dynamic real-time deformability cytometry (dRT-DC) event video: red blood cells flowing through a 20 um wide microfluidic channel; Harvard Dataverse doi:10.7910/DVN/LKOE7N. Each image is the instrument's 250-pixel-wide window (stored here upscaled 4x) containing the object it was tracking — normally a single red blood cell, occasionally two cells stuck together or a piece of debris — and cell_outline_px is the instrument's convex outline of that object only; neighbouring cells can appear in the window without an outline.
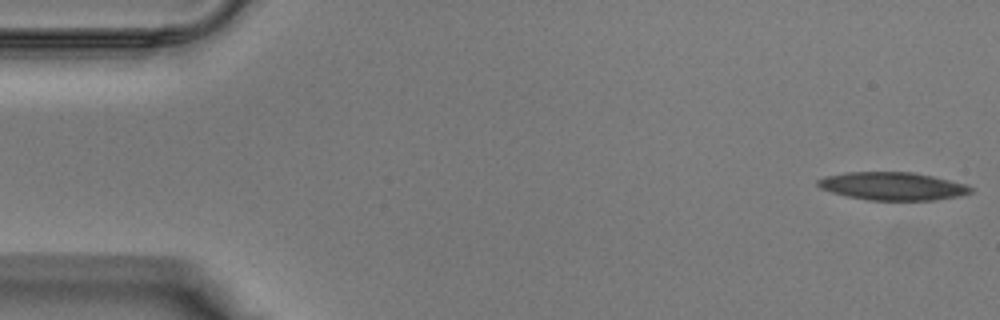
{"species": "Egyptian fruit bat (a non-hibernating species)", "species_latin": "Rousettus aegyptiacus", "temperature_condition": "warm", "stored_images_in_passage": 39, "camera_frame_rate_fps": 3000, "um_per_image_px": 0.085, "animal": {"sex": "male"}, "frame": {"image": 1, "passage_image": 1, "time_ms": 0.0, "image_size_px": [1000, 320], "cell_outline_px": [[972, 192], [960, 196], [932, 200], [868, 200], [848, 196], [832, 192], [820, 188], [816, 184], [816, 180], [824, 176], [844, 172], [912, 172], [932, 176], [964, 184], [972, 188]], "centroid_in_image_um": [75.82, 15.82], "position_along_channel_um": 9.2, "area_um2": 24.8}}
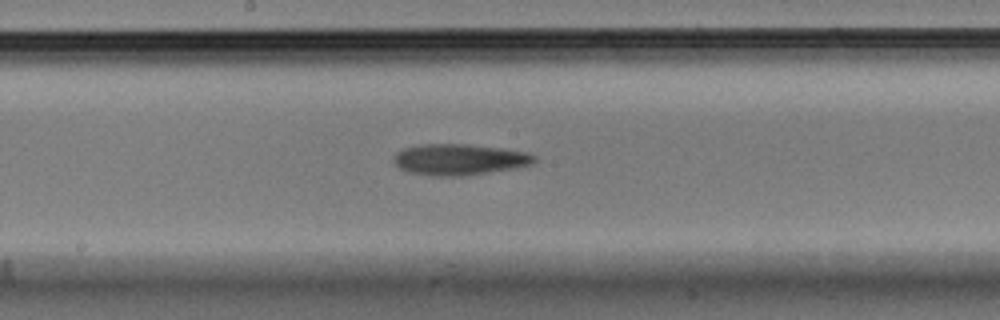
{"frame": {"image": 2, "passage_image": 20, "time_ms": 6.333, "image_size_px": [1000, 320], "cell_outline_px": [[536, 160], [532, 164], [512, 168], [488, 172], [460, 176], [436, 176], [408, 172], [400, 168], [392, 160], [396, 152], [404, 148], [424, 144], [464, 144], [504, 148], [528, 152], [536, 156]], "centroid_in_image_um": [39.04, 13.55], "position_along_channel_um": 209.2, "area_um2": 25.37}}
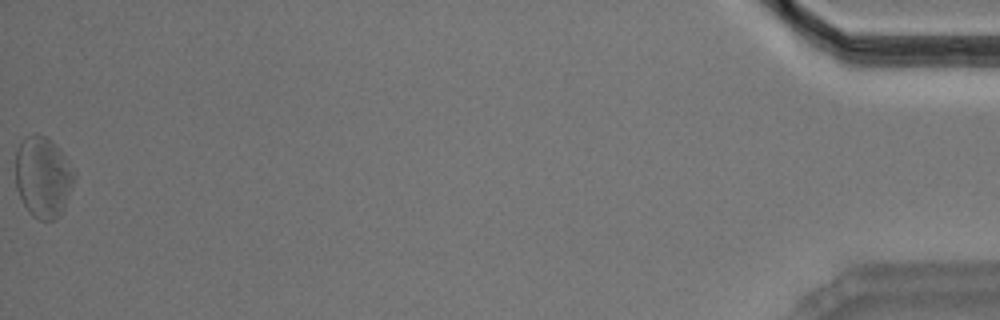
{"frame": {"image": 3, "passage_image": 39, "time_ms": 12.667, "image_size_px": [1000, 320], "cell_outline_px": [[76, 180], [64, 208], [60, 216], [56, 220], [40, 220], [32, 216], [28, 212], [16, 188], [16, 148], [20, 140], [24, 136], [36, 132], [48, 136], [60, 148], [76, 172]], "centroid_in_image_um": [3.68, 15.0], "position_along_channel_um": 431.5, "area_um2": 28.61}}